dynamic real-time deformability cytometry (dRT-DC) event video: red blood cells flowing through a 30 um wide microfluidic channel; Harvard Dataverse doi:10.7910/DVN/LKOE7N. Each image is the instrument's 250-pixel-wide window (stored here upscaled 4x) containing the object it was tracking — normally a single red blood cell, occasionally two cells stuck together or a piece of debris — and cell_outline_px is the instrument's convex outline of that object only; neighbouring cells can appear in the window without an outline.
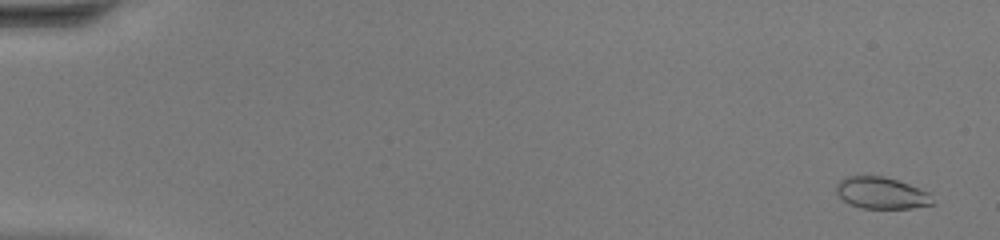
{"species": "common noctule bat (a hibernating species)", "species_latin": "Nyctalus noctula", "temperature_condition": "warm", "stored_images_in_passage": 49, "camera_frame_rate_fps": 3000, "um_per_image_px": 0.085, "animal": {"sex": "female", "body_mass_g": 20.0, "forearm_length_mm": 54.0}, "frame": {"image": 1, "passage_image": 3, "time_ms": 0.667, "image_size_px": [1000, 240], "cell_outline_px": [[936, 204], [912, 208], [860, 208], [848, 204], [836, 192], [836, 184], [844, 176], [884, 176], [908, 184], [928, 192]], "centroid_in_image_um": [74.91, 16.41], "position_along_channel_um": 10.1, "area_um2": 17.8}}
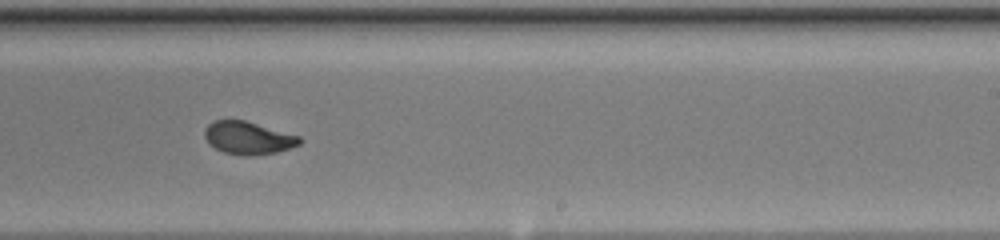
{"frame": {"image": 2, "passage_image": 32, "time_ms": 10.333, "image_size_px": [1000, 240], "cell_outline_px": [[304, 140], [300, 144], [276, 152], [252, 156], [244, 156], [224, 152], [208, 144], [204, 136], [204, 128], [212, 120], [244, 120], [300, 136]], "centroid_in_image_um": [21.07, 11.72], "position_along_channel_um": 267.9, "area_um2": 18.21}}
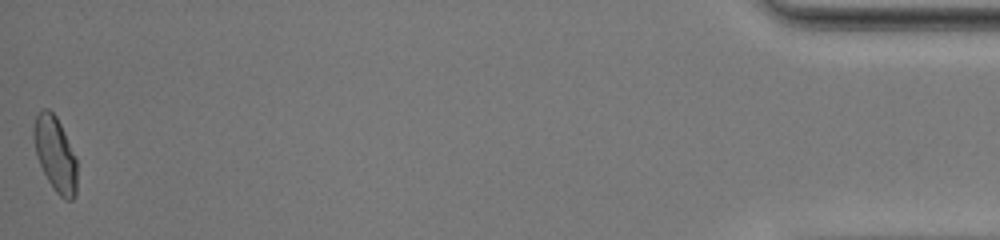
{"frame": {"image": 3, "passage_image": 49, "time_ms": 16.0, "image_size_px": [1000, 240], "cell_outline_px": [[76, 196], [72, 200], [64, 200], [52, 188], [36, 156], [32, 136], [32, 128], [36, 116], [44, 108], [48, 108], [56, 116], [76, 156]], "centroid_in_image_um": [4.68, 13.1], "position_along_channel_um": 430.5, "area_um2": 18.96}, "authors_computed_cell_mechanics": {"area_um2": 18.6116, "velocity_mm_per_s": 4.4206, "shape_relaxation_time_tau1_ms": 7.4349, "shape_relaxation_time_tau2_ms": 0.7523, "deformation_change_tau1": 0.2585, "deformation_change_tau2": 0.0593}}